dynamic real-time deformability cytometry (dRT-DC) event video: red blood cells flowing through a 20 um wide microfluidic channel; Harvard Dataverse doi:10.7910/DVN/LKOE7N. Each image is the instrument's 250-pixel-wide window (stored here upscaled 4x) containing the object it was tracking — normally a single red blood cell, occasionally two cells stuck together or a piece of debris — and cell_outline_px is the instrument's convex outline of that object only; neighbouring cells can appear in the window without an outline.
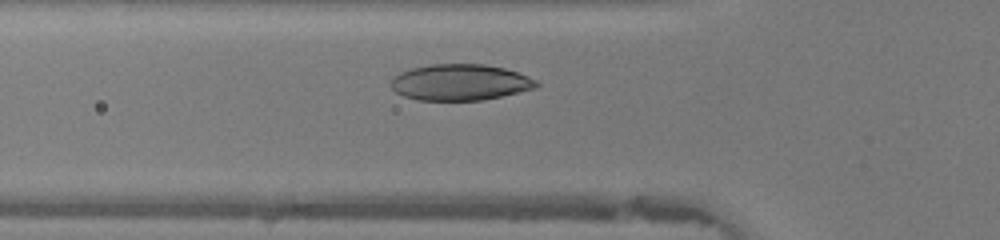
{"species": "human", "species_latin": "Homo sapiens", "temperature_condition": "warm", "stored_images_in_passage": 30, "camera_frame_rate_fps": 3000, "um_per_image_px": 0.085, "donor": {"sex": "female"}, "frame": {"image": 1, "passage_image": 8, "time_ms": 2.333, "image_size_px": [1000, 240], "cell_outline_px": [[540, 84], [536, 88], [520, 92], [484, 100], [416, 100], [404, 96], [396, 92], [392, 88], [392, 76], [400, 72], [412, 68], [432, 64], [484, 64], [504, 68], [528, 76], [536, 80]], "centroid_in_image_um": [39.12, 7.0], "position_along_channel_um": 86.7, "area_um2": 30.69}}
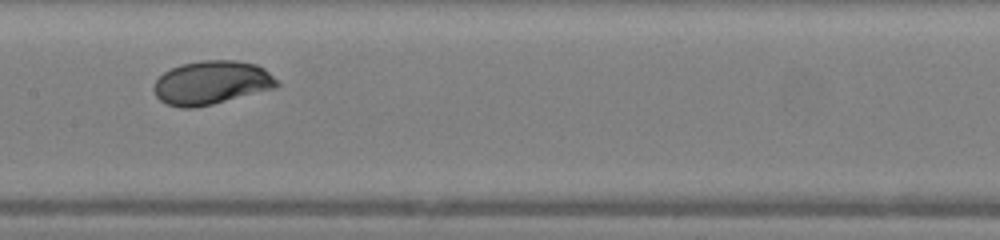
{"frame": {"image": 2, "passage_image": 15, "time_ms": 4.667, "image_size_px": [1000, 240], "cell_outline_px": [[280, 84], [276, 88], [196, 108], [180, 108], [168, 104], [160, 100], [156, 96], [152, 88], [156, 80], [164, 72], [180, 64], [200, 60], [236, 60], [256, 64], [264, 68], [280, 80]], "centroid_in_image_um": [18.0, 7.02], "position_along_channel_um": 189.4, "area_um2": 31.62}}
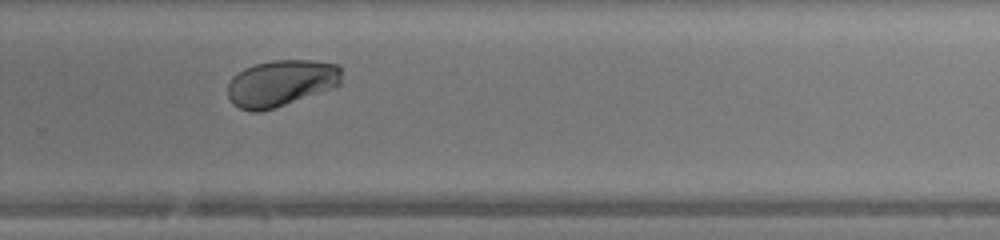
{"frame": {"image": 3, "passage_image": 23, "time_ms": 7.333, "image_size_px": [1000, 240], "cell_outline_px": [[340, 84], [336, 88], [260, 112], [252, 112], [240, 108], [232, 104], [228, 96], [228, 84], [232, 76], [244, 68], [256, 64], [272, 60], [316, 60], [340, 64]], "centroid_in_image_um": [23.9, 7.06], "position_along_channel_um": 305.9, "area_um2": 31.15}, "authors_computed_cell_mechanics": {"area_um2": 31.0964, "velocity_mm_per_s": 4.3847, "shape_relaxation_time_tau1_ms": 2.1572, "shape_relaxation_time_tau2_ms": null, "deformation_change_tau1": 0.1331, "deformation_change_tau2": null}}